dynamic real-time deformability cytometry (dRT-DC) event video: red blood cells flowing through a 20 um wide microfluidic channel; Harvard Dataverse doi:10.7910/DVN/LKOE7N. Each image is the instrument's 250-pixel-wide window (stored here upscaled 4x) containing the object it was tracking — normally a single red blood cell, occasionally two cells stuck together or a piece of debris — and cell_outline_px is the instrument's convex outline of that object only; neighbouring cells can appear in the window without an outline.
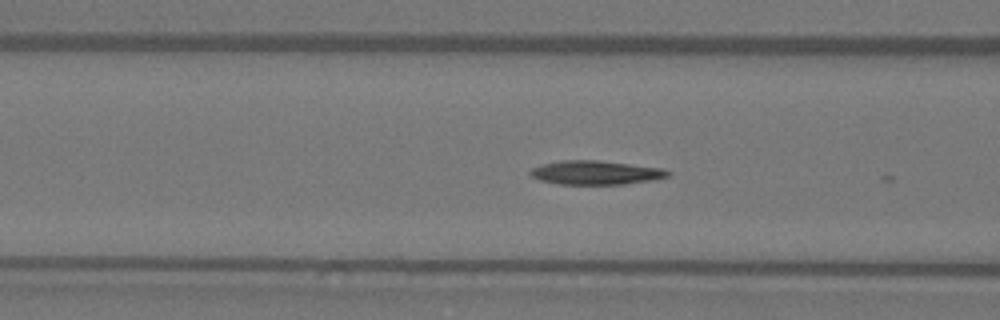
{"species": "Egyptian fruit bat (a non-hibernating species)", "species_latin": "Rousettus aegyptiacus", "temperature_condition": "warm", "stored_images_in_passage": 5, "camera_frame_rate_fps": 3000, "um_per_image_px": 0.085, "animal": {"sex": "female"}, "frame": {"image": 1, "passage_image": 4, "time_ms": 1.0, "image_size_px": [1000, 320], "cell_outline_px": [[672, 172], [668, 176], [652, 180], [624, 184], [556, 184], [540, 180], [532, 176], [528, 172], [532, 168], [544, 164], [560, 160], [600, 160], [664, 168]], "centroid_in_image_um": [50.65, 14.67], "position_along_channel_um": 115.9, "area_um2": 19.25}}